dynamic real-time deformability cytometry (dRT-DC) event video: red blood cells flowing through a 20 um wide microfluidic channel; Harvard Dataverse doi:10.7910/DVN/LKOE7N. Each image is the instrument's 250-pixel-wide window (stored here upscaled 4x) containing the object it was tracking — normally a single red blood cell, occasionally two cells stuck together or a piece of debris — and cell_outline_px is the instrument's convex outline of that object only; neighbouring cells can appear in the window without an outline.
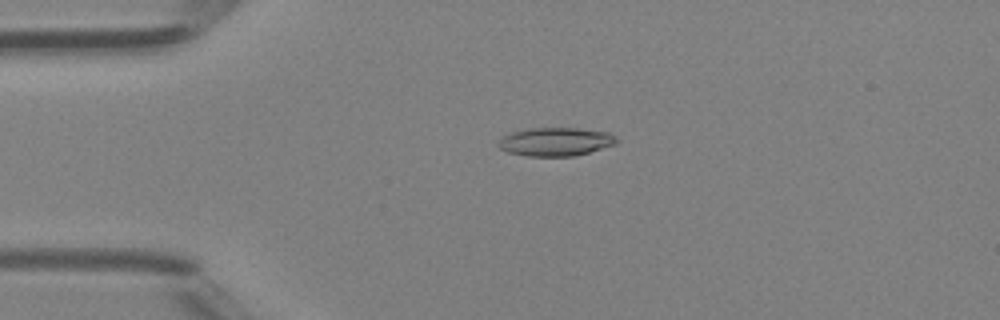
{"species": "Egyptian fruit bat (a non-hibernating species)", "species_latin": "Rousettus aegyptiacus", "temperature_condition": "room temperature", "stored_images_in_passage": 32, "camera_frame_rate_fps": 3000, "um_per_image_px": 0.085, "animal": {"sex": "female"}, "frame": {"image": 1, "passage_image": 2, "time_ms": 0.333, "image_size_px": [1000, 320], "cell_outline_px": [[620, 140], [616, 144], [588, 152], [572, 156], [528, 156], [508, 152], [500, 148], [496, 144], [504, 136], [512, 132], [528, 128], [576, 128], [608, 132]], "centroid_in_image_um": [47.23, 12.04], "position_along_channel_um": 37.8, "area_um2": 19.48}}
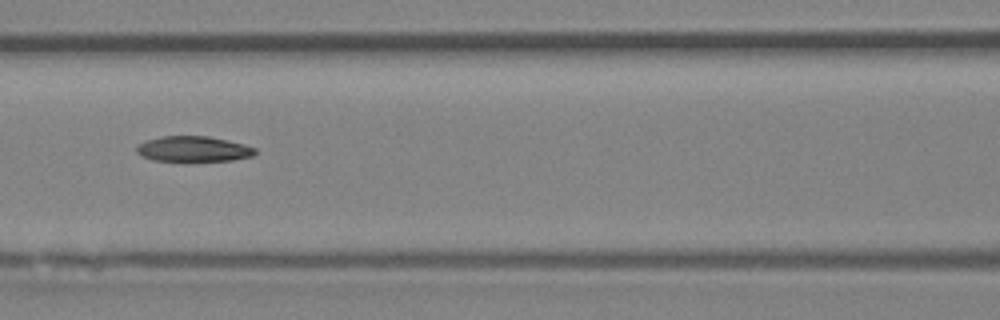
{"frame": {"image": 2, "passage_image": 12, "time_ms": 3.667, "image_size_px": [1000, 320], "cell_outline_px": [[256, 152], [252, 156], [232, 160], [152, 160], [140, 156], [136, 152], [136, 144], [144, 140], [160, 136], [208, 136], [228, 140], [244, 144], [256, 148]], "centroid_in_image_um": [16.38, 12.64], "position_along_channel_um": 150.2, "area_um2": 17.57}}
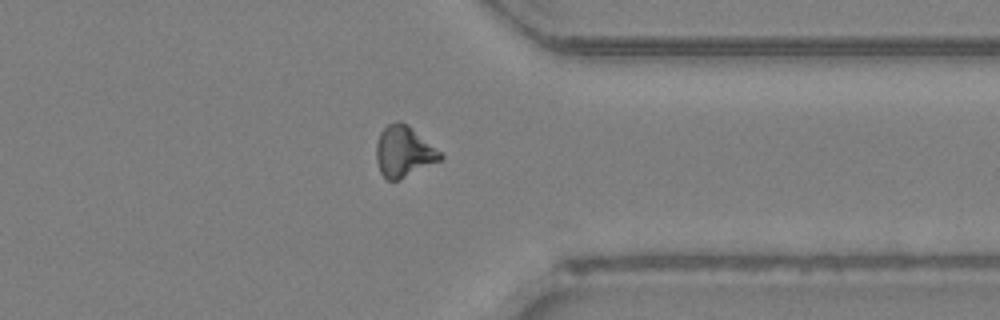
{"frame": {"image": 3, "passage_image": 28, "time_ms": 9.0, "image_size_px": [1000, 320], "cell_outline_px": [[444, 156], [440, 160], [396, 180], [388, 180], [380, 172], [376, 160], [376, 144], [380, 132], [388, 124], [396, 120], [400, 120], [408, 124], [440, 152]], "centroid_in_image_um": [34.28, 12.84], "position_along_channel_um": 377.1, "area_um2": 18.67}, "authors_computed_cell_mechanics": {"area_um2": 18.3226, "velocity_mm_per_s": 4.347, "shape_relaxation_time_tau1_ms": null, "shape_relaxation_time_tau2_ms": 10.9855, "deformation_change_tau1": null, "deformation_change_tau2": 0.2326}}